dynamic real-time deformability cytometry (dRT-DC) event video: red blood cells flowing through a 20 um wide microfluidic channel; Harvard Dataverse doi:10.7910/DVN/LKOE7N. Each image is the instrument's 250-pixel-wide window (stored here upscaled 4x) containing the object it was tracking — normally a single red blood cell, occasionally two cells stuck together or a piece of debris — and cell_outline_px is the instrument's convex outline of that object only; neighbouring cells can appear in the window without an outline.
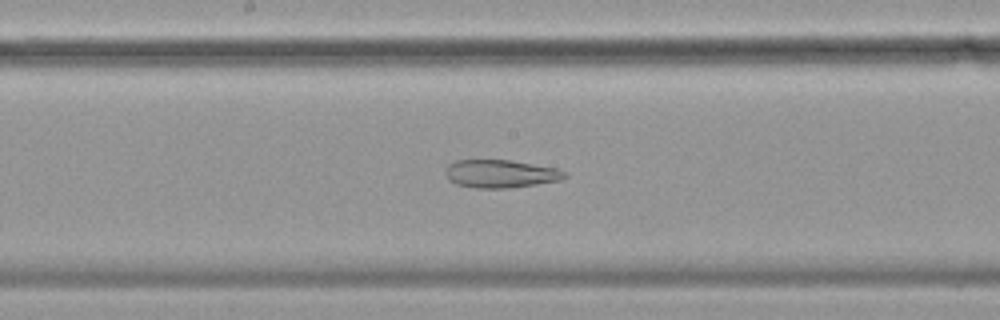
{"species": "common noctule bat (a hibernating species)", "species_latin": "Nyctalus noctula", "temperature_condition": "cold", "stored_images_in_passage": 55, "camera_frame_rate_fps": 3000, "um_per_image_px": 0.085, "animal": {"sex": "female", "body_mass_g": 19.9}, "frame": {"image": 1, "passage_image": 28, "time_ms": 9.0, "image_size_px": [1000, 320], "cell_outline_px": [[568, 176], [560, 180], [536, 184], [508, 188], [476, 188], [456, 184], [448, 180], [444, 172], [448, 164], [456, 160], [508, 160], [556, 168], [568, 172]], "centroid_in_image_um": [42.53, 14.77], "position_along_channel_um": 205.7, "area_um2": 19.48}}
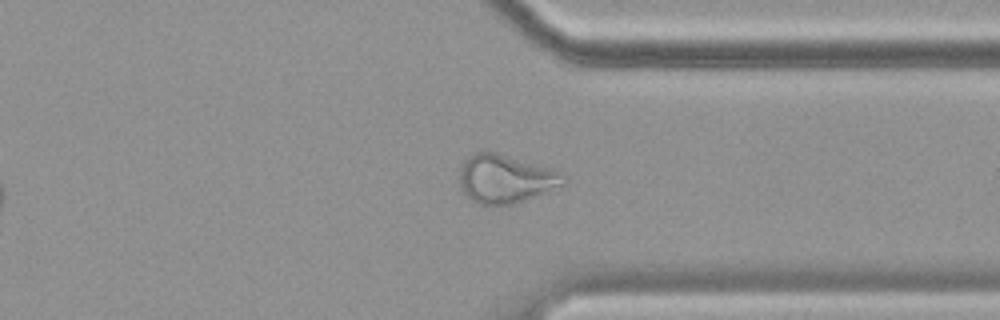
{"frame": {"image": 2, "passage_image": 42, "time_ms": 13.667, "image_size_px": [1000, 320], "cell_outline_px": [[568, 180], [564, 184], [524, 200], [512, 204], [476, 204], [468, 200], [460, 188], [460, 168], [464, 160], [468, 156], [484, 148], [564, 172]], "centroid_in_image_um": [42.93, 15.17], "position_along_channel_um": 368.5, "area_um2": 29.77}}
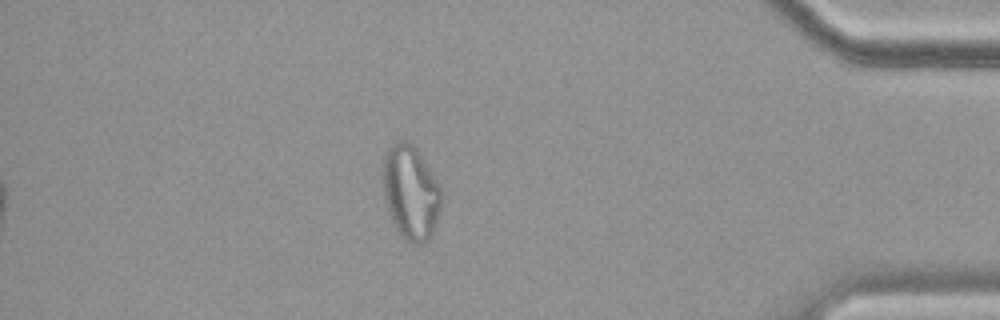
{"frame": {"image": 3, "passage_image": 48, "time_ms": 15.667, "image_size_px": [1000, 320], "cell_outline_px": [[440, 208], [432, 232], [428, 240], [420, 244], [416, 244], [404, 240], [400, 236], [388, 212], [384, 196], [384, 152], [392, 144], [400, 140], [404, 140], [412, 144], [416, 148], [436, 180], [440, 188]], "centroid_in_image_um": [34.88, 16.37], "position_along_channel_um": 400.3, "area_um2": 31.5}, "authors_computed_cell_mechanics": {"area_um2": 29.767, "velocity_mm_per_s": 3.5142, "shape_relaxation_time_tau1_ms": null, "shape_relaxation_time_tau2_ms": 4.2095, "deformation_change_tau1": null, "deformation_change_tau2": 0.1278}}